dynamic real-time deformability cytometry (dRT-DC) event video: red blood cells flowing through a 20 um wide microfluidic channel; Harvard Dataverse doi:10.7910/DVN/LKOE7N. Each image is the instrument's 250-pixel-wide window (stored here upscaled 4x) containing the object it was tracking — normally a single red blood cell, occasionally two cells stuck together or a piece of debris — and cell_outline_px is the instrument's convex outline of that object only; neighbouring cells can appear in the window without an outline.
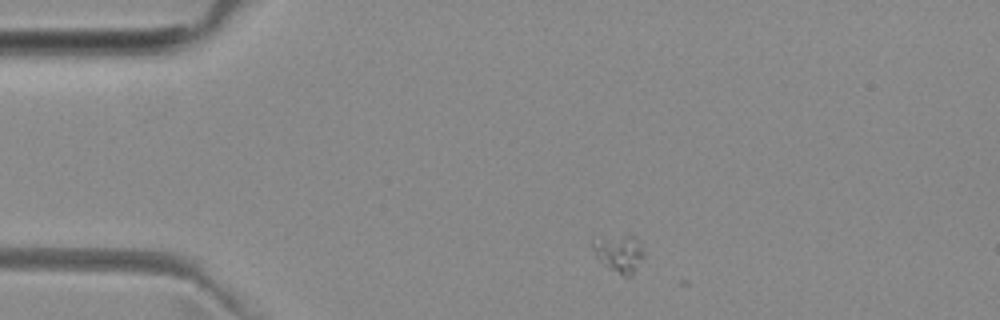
{"species": "common noctule bat (a hibernating species)", "species_latin": "Nyctalus noctula", "temperature_condition": "room temperature", "stored_images_in_passage": 3, "camera_frame_rate_fps": 3000, "um_per_image_px": 0.085, "animal": {"sex": "female", "body_mass_g": 29.2, "forearm_length_mm": 56.3}, "frame": {"image": 1, "passage_image": 1, "time_ms": 0.0, "image_size_px": [1000, 320], "cell_outline_px": [[644, 256], [632, 276], [624, 276], [608, 268], [596, 256], [592, 248], [592, 240], [628, 232], [636, 236], [644, 252]], "centroid_in_image_um": [52.66, 21.49], "position_along_channel_um": 32.3, "area_um2": 11.44}}